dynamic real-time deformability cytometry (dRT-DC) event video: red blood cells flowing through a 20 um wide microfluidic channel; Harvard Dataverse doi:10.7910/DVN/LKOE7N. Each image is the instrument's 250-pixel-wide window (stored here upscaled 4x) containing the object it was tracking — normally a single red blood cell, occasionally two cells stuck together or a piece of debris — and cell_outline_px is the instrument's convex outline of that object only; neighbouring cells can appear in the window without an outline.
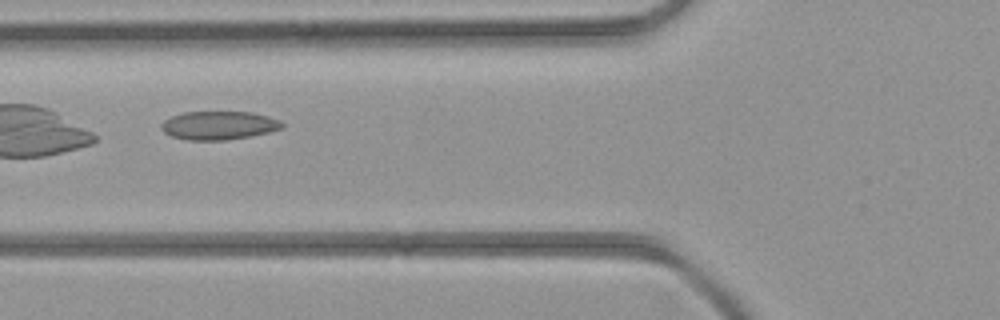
{"species": "common noctule bat (a hibernating species)", "species_latin": "Nyctalus noctula", "temperature_condition": "room temperature", "stored_images_in_passage": 5, "camera_frame_rate_fps": 3000, "um_per_image_px": 0.085, "animal": {"sex": "female", "body_mass_g": 21.9}, "frame": {"image": 1, "passage_image": 4, "time_ms": 4.333, "image_size_px": [1000, 320], "cell_outline_px": [[284, 124], [280, 128], [268, 132], [252, 136], [224, 140], [188, 140], [172, 136], [164, 132], [160, 128], [160, 124], [164, 120], [172, 116], [184, 112], [252, 112], [268, 116], [280, 120]], "centroid_in_image_um": [18.58, 10.66], "position_along_channel_um": 107.2, "area_um2": 20.0}}
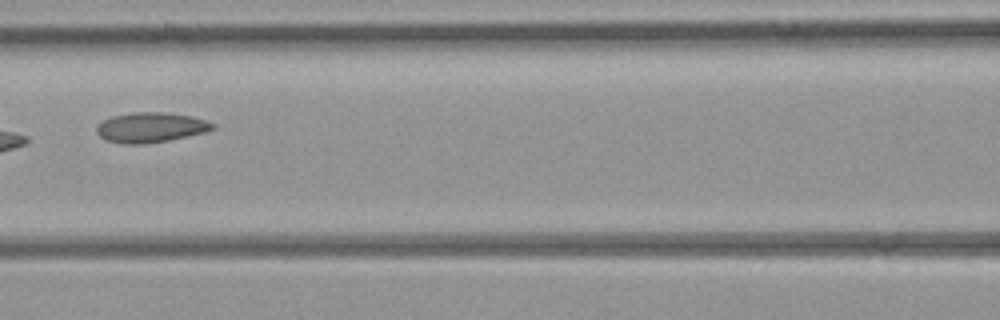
{"frame": {"image": 2, "passage_image": 5, "time_ms": 5.333, "image_size_px": [1000, 320], "cell_outline_px": [[216, 128], [208, 132], [168, 140], [144, 144], [124, 144], [104, 140], [96, 132], [96, 128], [104, 120], [112, 116], [136, 112], [164, 112], [188, 116], [204, 120], [216, 124]], "centroid_in_image_um": [12.82, 10.84], "position_along_channel_um": 153.8, "area_um2": 20.23}}